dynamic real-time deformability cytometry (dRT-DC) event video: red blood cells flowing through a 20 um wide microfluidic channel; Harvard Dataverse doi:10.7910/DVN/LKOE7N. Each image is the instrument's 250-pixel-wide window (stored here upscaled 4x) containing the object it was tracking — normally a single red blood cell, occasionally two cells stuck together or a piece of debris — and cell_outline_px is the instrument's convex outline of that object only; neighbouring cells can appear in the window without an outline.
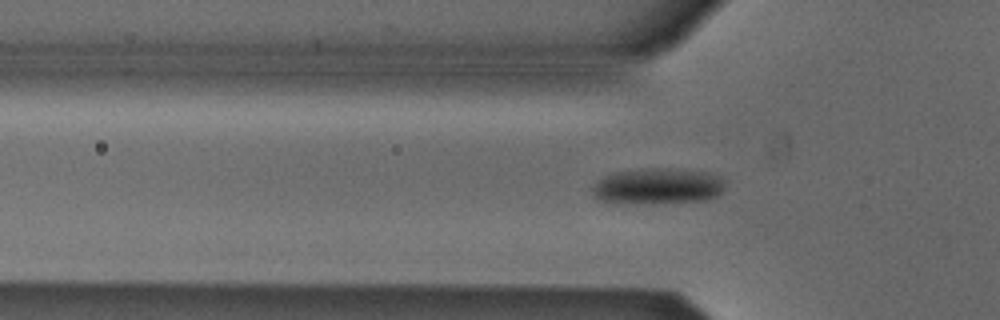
{"species": "Egyptian fruit bat (a non-hibernating species)", "species_latin": "Rousettus aegyptiacus", "temperature_condition": "cold", "stored_images_in_passage": 54, "camera_frame_rate_fps": 3000, "um_per_image_px": 0.085, "animal": {"sex": "male"}, "frame": {"image": 1, "passage_image": 17, "time_ms": 5.333, "image_size_px": [1000, 320], "cell_outline_px": [[724, 188], [716, 196], [704, 200], [652, 204], [624, 204], [600, 200], [592, 196], [592, 184], [604, 176], [616, 172], [640, 168], [668, 168], [708, 172], [720, 176], [724, 180]], "centroid_in_image_um": [55.86, 15.83], "position_along_channel_um": 69.9, "area_um2": 28.38}}
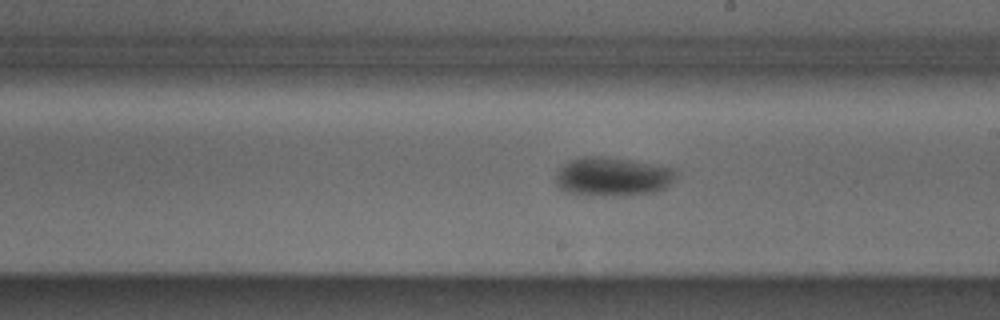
{"frame": {"image": 2, "passage_image": 30, "time_ms": 9.667, "image_size_px": [1000, 320], "cell_outline_px": [[676, 176], [664, 188], [656, 192], [632, 196], [584, 196], [564, 192], [556, 184], [556, 176], [560, 168], [568, 160], [584, 156], [600, 156], [628, 160], [672, 168], [676, 172]], "centroid_in_image_um": [52.01, 15.05], "position_along_channel_um": 237.0, "area_um2": 27.51}}
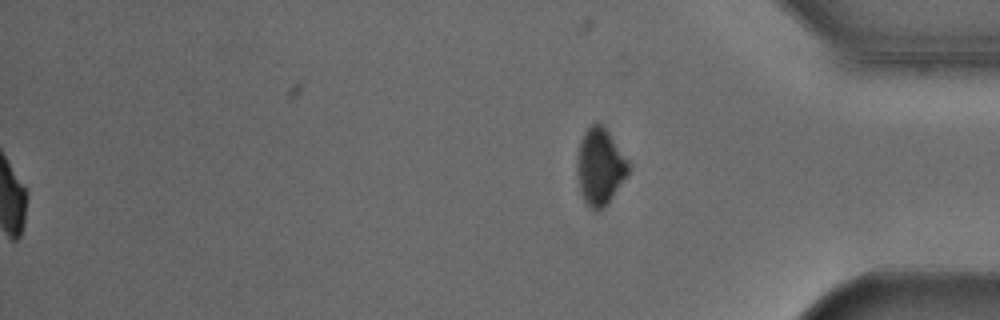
{"frame": {"image": 3, "passage_image": 54, "time_ms": 17.667, "image_size_px": [1000, 320], "cell_outline_px": [[628, 172], [604, 208], [596, 212], [592, 212], [588, 208], [580, 192], [576, 176], [576, 160], [580, 140], [584, 132], [596, 120], [604, 124], [628, 164]], "centroid_in_image_um": [50.92, 14.17], "position_along_channel_um": 384.3, "area_um2": 22.95}}